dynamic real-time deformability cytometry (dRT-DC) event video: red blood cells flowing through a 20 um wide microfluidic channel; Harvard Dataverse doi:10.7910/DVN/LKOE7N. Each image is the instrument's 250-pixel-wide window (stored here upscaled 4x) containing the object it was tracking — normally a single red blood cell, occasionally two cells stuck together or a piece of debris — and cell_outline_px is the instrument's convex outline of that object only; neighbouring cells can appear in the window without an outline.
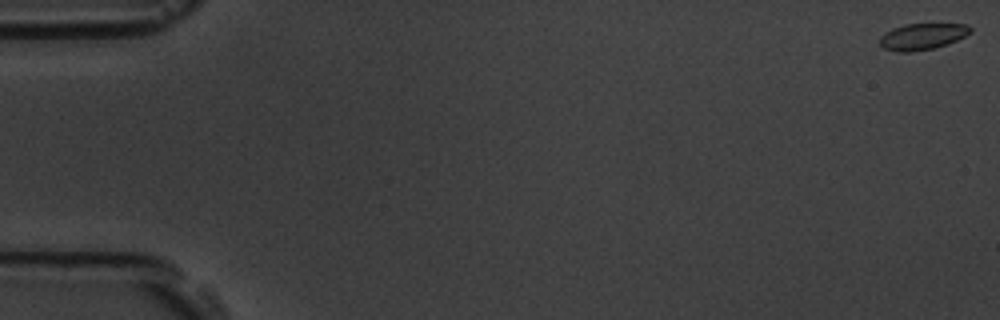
{"species": "common noctule bat (a hibernating species)", "species_latin": "Nyctalus noctula", "temperature_condition": "room temperature", "stored_images_in_passage": 55, "camera_frame_rate_fps": 3000, "um_per_image_px": 0.085, "animal": {"sex": "male", "body_mass_g": 19.5, "forearm_length_mm": 54.6}, "frame": {"image": 1, "passage_image": 1, "time_ms": 0.0, "image_size_px": [1000, 320], "cell_outline_px": [[972, 32], [948, 44], [936, 48], [912, 52], [896, 52], [884, 48], [880, 44], [880, 36], [892, 28], [904, 24], [968, 24], [972, 28]], "centroid_in_image_um": [78.4, 3.11], "position_along_channel_um": 6.6, "area_um2": 14.05}}
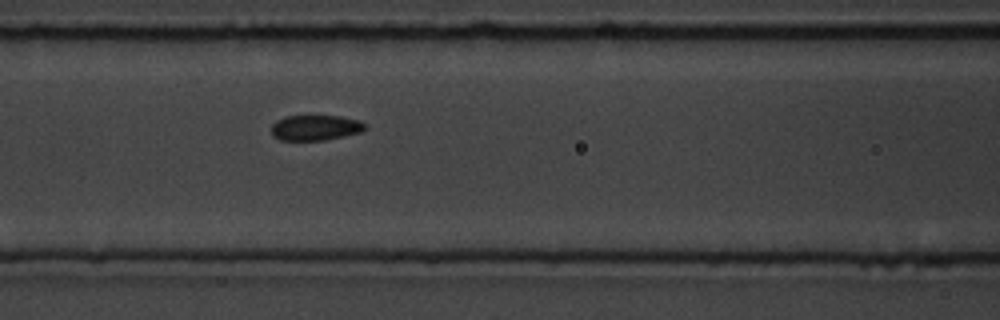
{"frame": {"image": 2, "passage_image": 24, "time_ms": 7.667, "image_size_px": [1000, 320], "cell_outline_px": [[368, 128], [360, 132], [344, 136], [324, 140], [280, 140], [272, 136], [272, 124], [276, 120], [284, 116], [340, 116], [360, 120]], "centroid_in_image_um": [26.8, 10.85], "position_along_channel_um": 139.8, "area_um2": 13.93}}
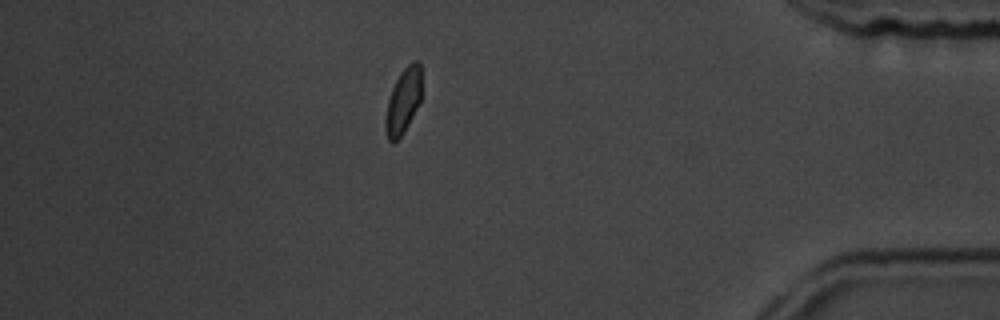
{"frame": {"image": 3, "passage_image": 48, "time_ms": 15.667, "image_size_px": [1000, 320], "cell_outline_px": [[420, 100], [404, 132], [392, 144], [388, 140], [384, 128], [384, 120], [388, 100], [392, 88], [400, 72], [412, 60], [416, 60], [420, 64]], "centroid_in_image_um": [34.23, 8.6], "position_along_channel_um": 401.0, "area_um2": 13.58}, "authors_computed_cell_mechanics": {"area_um2": 14.2766, "velocity_mm_per_s": 3.7646, "shape_relaxation_time_tau1_ms": 3.2661, "shape_relaxation_time_tau2_ms": 1.693, "deformation_change_tau1": 0.0836, "deformation_change_tau2": 0.0441}}